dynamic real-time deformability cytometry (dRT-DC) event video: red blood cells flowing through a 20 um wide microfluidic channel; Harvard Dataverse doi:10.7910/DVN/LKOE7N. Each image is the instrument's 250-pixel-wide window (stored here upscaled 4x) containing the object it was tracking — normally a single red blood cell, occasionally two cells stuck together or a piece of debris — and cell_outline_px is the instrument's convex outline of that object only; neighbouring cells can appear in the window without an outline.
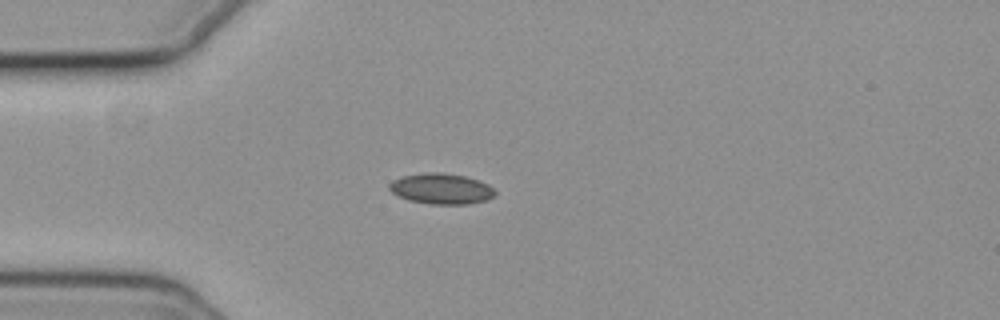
{"species": "common noctule bat (a hibernating species)", "species_latin": "Nyctalus noctula", "temperature_condition": "cold", "stored_images_in_passage": 42, "camera_frame_rate_fps": 3000, "um_per_image_px": 0.085, "animal": {"sex": "female", "body_mass_g": 19.3, "forearm_length_mm": 54.1}, "frame": {"image": 1, "passage_image": 1, "time_ms": 0.0, "image_size_px": [1000, 320], "cell_outline_px": [[496, 192], [488, 200], [468, 204], [432, 204], [408, 200], [392, 192], [388, 188], [388, 184], [392, 180], [404, 176], [424, 172], [444, 172], [464, 176], [488, 184]], "centroid_in_image_um": [37.49, 16.04], "position_along_channel_um": 47.5, "area_um2": 18.84}}
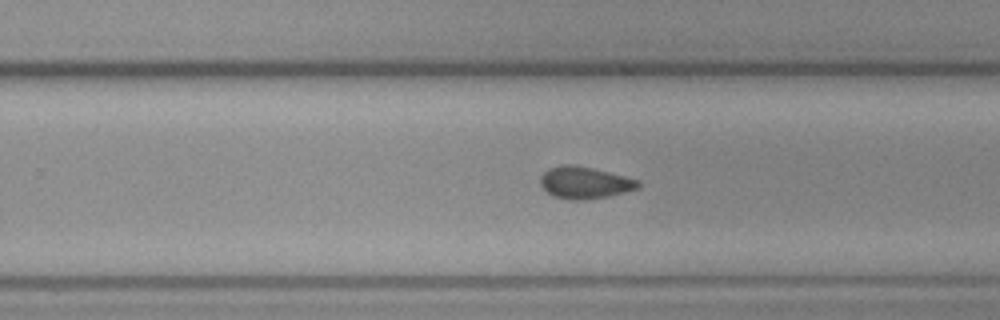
{"frame": {"image": 2, "passage_image": 21, "time_ms": 6.667, "image_size_px": [1000, 320], "cell_outline_px": [[640, 188], [608, 196], [584, 200], [568, 200], [552, 196], [540, 184], [540, 176], [548, 168], [560, 164], [572, 164], [592, 168], [640, 180]], "centroid_in_image_um": [49.68, 15.52], "position_along_channel_um": 280.1, "area_um2": 18.32}}
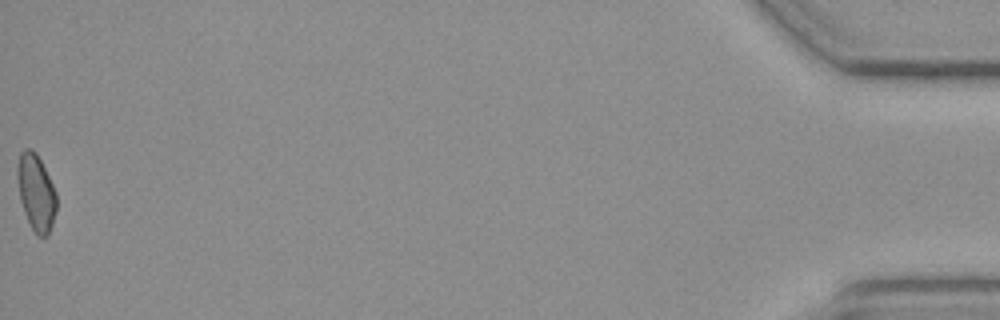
{"frame": {"image": 3, "passage_image": 42, "time_ms": 13.667, "image_size_px": [1000, 320], "cell_outline_px": [[56, 208], [52, 224], [48, 236], [36, 236], [24, 212], [20, 200], [16, 172], [16, 168], [20, 152], [24, 148], [32, 148], [36, 152], [56, 192]], "centroid_in_image_um": [3.04, 16.34], "position_along_channel_um": 432.2, "area_um2": 17.4}, "authors_computed_cell_mechanics": {"area_um2": 17.7735, "velocity_mm_per_s": 3.7285, "shape_relaxation_time_tau1_ms": null, "shape_relaxation_time_tau2_ms": 4.7075, "deformation_change_tau1": null, "deformation_change_tau2": 0.081}}